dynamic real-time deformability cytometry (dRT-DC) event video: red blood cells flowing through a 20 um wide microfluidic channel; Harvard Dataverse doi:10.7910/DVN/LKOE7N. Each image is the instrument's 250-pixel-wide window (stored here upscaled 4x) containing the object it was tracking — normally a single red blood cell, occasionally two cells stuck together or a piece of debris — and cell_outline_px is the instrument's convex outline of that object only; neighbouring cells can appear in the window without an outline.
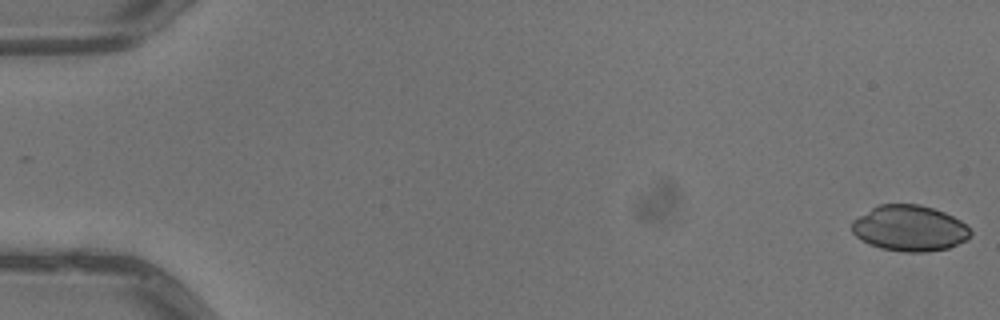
{"species": "common noctule bat (a hibernating species)", "species_latin": "Nyctalus noctula", "temperature_condition": "warm", "stored_images_in_passage": 5, "camera_frame_rate_fps": 3000, "um_per_image_px": 0.085, "animal": {"sex": "male", "body_mass_g": 13.3}, "frame": {"image": 1, "passage_image": 1, "time_ms": 0.0, "image_size_px": [1000, 320], "cell_outline_px": [[972, 236], [968, 240], [948, 248], [928, 252], [904, 252], [880, 248], [868, 244], [856, 236], [852, 232], [852, 220], [872, 208], [880, 204], [920, 204], [944, 212], [960, 220], [972, 232]], "centroid_in_image_um": [77.32, 19.41], "position_along_channel_um": 7.7, "area_um2": 31.79}}
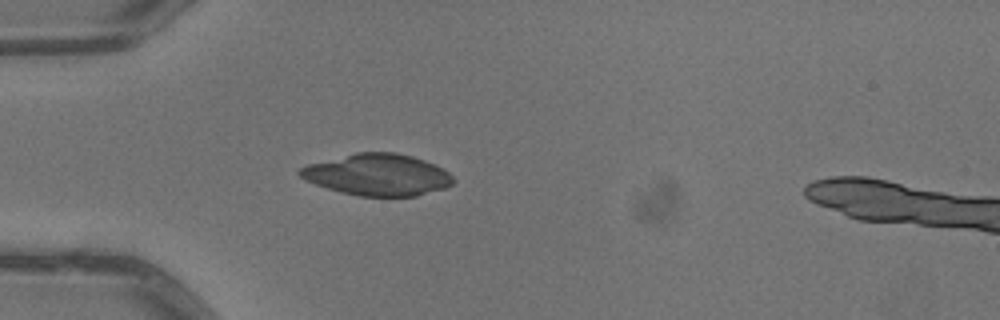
{"frame": {"image": 2, "passage_image": 5, "time_ms": 1.333, "image_size_px": [1000, 320], "cell_outline_px": [[456, 180], [452, 184], [444, 188], [416, 196], [360, 196], [340, 192], [304, 180], [296, 172], [300, 168], [308, 164], [356, 152], [396, 152], [412, 156], [424, 160], [448, 172]], "centroid_in_image_um": [32.07, 14.85], "position_along_channel_um": 52.9, "area_um2": 37.05}}